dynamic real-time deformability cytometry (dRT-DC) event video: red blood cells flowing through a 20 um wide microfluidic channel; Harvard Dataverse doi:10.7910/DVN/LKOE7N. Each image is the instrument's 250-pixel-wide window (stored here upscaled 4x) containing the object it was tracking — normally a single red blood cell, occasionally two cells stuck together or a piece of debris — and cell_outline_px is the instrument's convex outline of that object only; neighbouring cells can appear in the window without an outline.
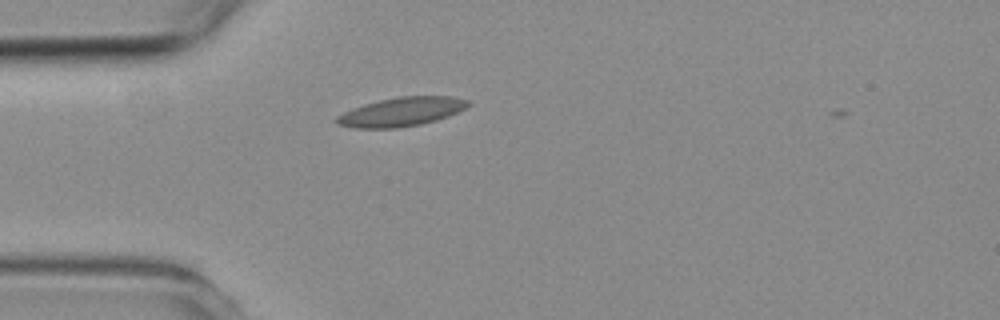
{"species": "common noctule bat (a hibernating species)", "species_latin": "Nyctalus noctula", "temperature_condition": "room temperature", "stored_images_in_passage": 4, "camera_frame_rate_fps": 3000, "um_per_image_px": 0.085, "animal": {"sex": "female", "body_mass_g": 19.3, "forearm_length_mm": 54.1}, "frame": {"image": 1, "passage_image": 4, "time_ms": 3.667, "image_size_px": [1000, 320], "cell_outline_px": [[472, 104], [448, 116], [436, 120], [420, 124], [396, 128], [356, 128], [336, 124], [332, 120], [336, 116], [352, 108], [364, 104], [396, 96], [452, 96], [468, 100]], "centroid_in_image_um": [34.08, 9.5], "position_along_channel_um": 50.9, "area_um2": 22.2}}